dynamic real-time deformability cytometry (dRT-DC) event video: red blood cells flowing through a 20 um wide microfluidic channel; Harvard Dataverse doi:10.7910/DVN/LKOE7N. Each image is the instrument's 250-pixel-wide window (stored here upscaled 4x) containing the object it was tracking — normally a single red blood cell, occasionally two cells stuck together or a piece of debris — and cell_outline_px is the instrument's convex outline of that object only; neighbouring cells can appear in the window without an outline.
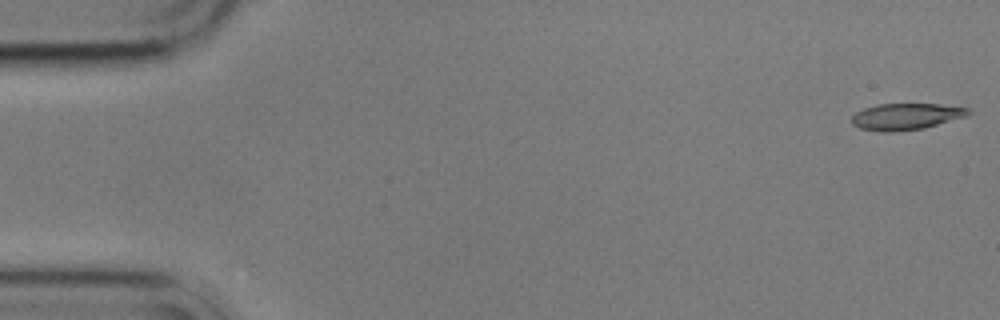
{"species": "common noctule bat (a hibernating species)", "species_latin": "Nyctalus noctula", "temperature_condition": "cold", "stored_images_in_passage": 14, "camera_frame_rate_fps": 3000, "um_per_image_px": 0.085, "animal": {"sex": "male", "body_mass_g": 17.9}, "frame": {"image": 1, "passage_image": 1, "time_ms": 0.0, "image_size_px": [1000, 320], "cell_outline_px": [[972, 112], [968, 116], [924, 128], [892, 132], [884, 132], [860, 128], [852, 124], [852, 116], [856, 112], [864, 108], [876, 104], [940, 104], [968, 108]], "centroid_in_image_um": [77.03, 9.9], "position_along_channel_um": 8.0, "area_um2": 18.03}}
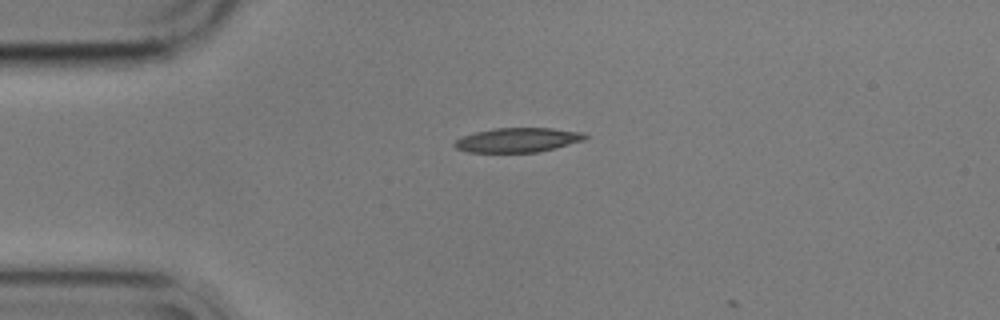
{"frame": {"image": 2, "passage_image": 13, "time_ms": 4.0, "image_size_px": [1000, 320], "cell_outline_px": [[588, 136], [584, 140], [536, 152], [468, 152], [456, 148], [452, 144], [456, 140], [464, 136], [476, 132], [496, 128], [552, 128], [584, 132]], "centroid_in_image_um": [44.0, 11.89], "position_along_channel_um": 41.0, "area_um2": 18.32}}